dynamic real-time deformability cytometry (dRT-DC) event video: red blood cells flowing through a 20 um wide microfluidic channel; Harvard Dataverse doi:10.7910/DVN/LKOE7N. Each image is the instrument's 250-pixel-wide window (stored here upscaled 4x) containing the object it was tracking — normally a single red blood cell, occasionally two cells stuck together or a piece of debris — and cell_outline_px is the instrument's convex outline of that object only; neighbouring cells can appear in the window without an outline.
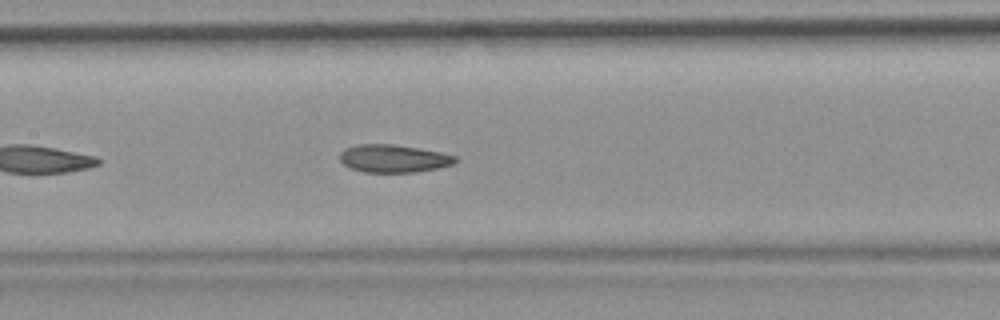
{"species": "common noctule bat (a hibernating species)", "species_latin": "Nyctalus noctula", "temperature_condition": "room temperature", "stored_images_in_passage": 26, "camera_frame_rate_fps": 3000, "um_per_image_px": 0.085, "animal": {"sex": "female", "body_mass_g": 19.9}, "frame": {"image": 1, "passage_image": 12, "time_ms": 3.667, "image_size_px": [1000, 320], "cell_outline_px": [[456, 160], [452, 164], [436, 168], [416, 172], [364, 172], [348, 168], [340, 160], [340, 152], [344, 148], [360, 144], [392, 144], [420, 148], [440, 152], [456, 156]], "centroid_in_image_um": [33.4, 13.47], "position_along_channel_um": 174.0, "area_um2": 18.67}}
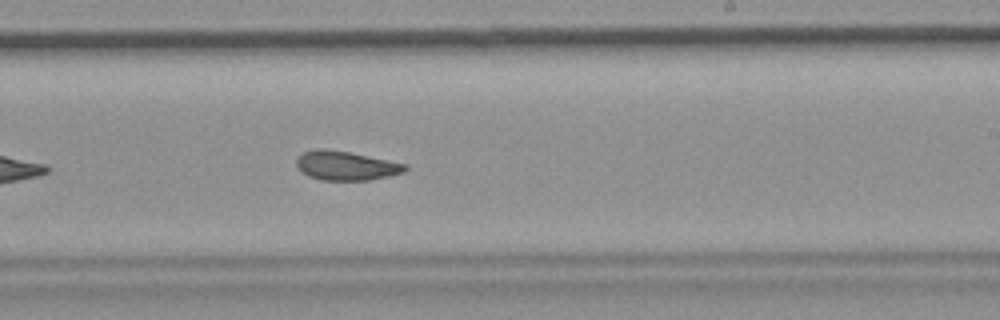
{"frame": {"image": 2, "passage_image": 19, "time_ms": 6.0, "image_size_px": [1000, 320], "cell_outline_px": [[408, 168], [404, 172], [388, 176], [368, 180], [320, 180], [308, 176], [300, 172], [296, 168], [296, 160], [304, 152], [316, 148], [324, 148], [348, 152], [408, 164]], "centroid_in_image_um": [29.38, 14.09], "position_along_channel_um": 259.6, "area_um2": 18.5}}